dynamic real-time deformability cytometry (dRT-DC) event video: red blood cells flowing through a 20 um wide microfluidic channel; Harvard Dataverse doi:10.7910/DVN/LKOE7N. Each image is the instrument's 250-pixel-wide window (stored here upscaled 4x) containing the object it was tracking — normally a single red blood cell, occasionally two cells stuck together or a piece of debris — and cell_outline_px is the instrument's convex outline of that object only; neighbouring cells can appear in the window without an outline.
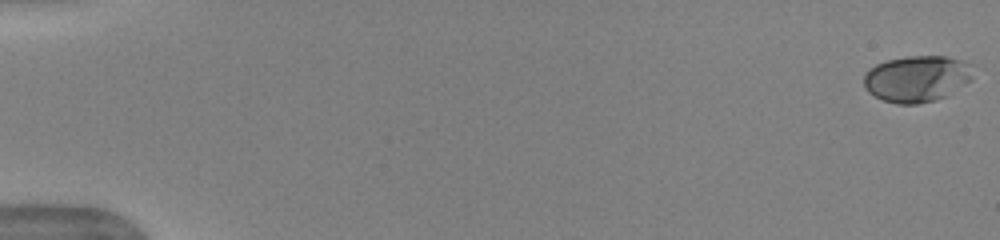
{"species": "human", "species_latin": "Homo sapiens", "temperature_condition": "warm", "stored_images_in_passage": 52, "camera_frame_rate_fps": 3000, "um_per_image_px": 0.085, "donor": {"sex": "female"}, "frame": {"image": 1, "passage_image": 1, "time_ms": 0.0, "image_size_px": [1000, 240], "cell_outline_px": [[972, 80], [948, 96], [936, 100], [916, 104], [896, 104], [884, 100], [868, 92], [864, 84], [864, 72], [868, 68], [876, 64], [888, 60], [908, 56], [944, 56], [960, 60], [972, 64]], "centroid_in_image_um": [77.95, 6.69], "position_along_channel_um": 7.1, "area_um2": 29.77}}
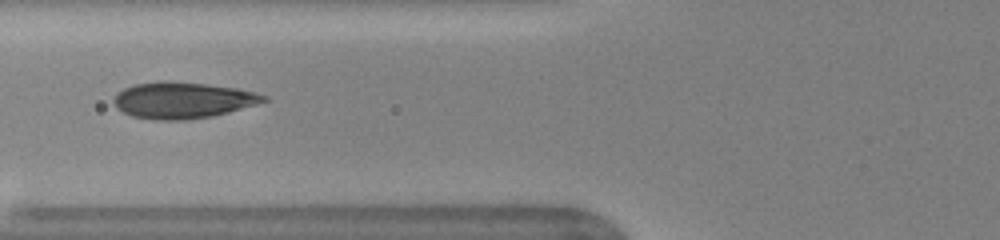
{"frame": {"image": 2, "passage_image": 22, "time_ms": 7.0, "image_size_px": [1000, 240], "cell_outline_px": [[268, 100], [256, 104], [228, 112], [212, 116], [188, 120], [156, 120], [132, 116], [116, 108], [112, 100], [116, 92], [124, 88], [136, 84], [164, 80], [204, 84], [236, 88], [268, 96]], "centroid_in_image_um": [15.48, 8.52], "position_along_channel_um": 110.3, "area_um2": 31.62}}
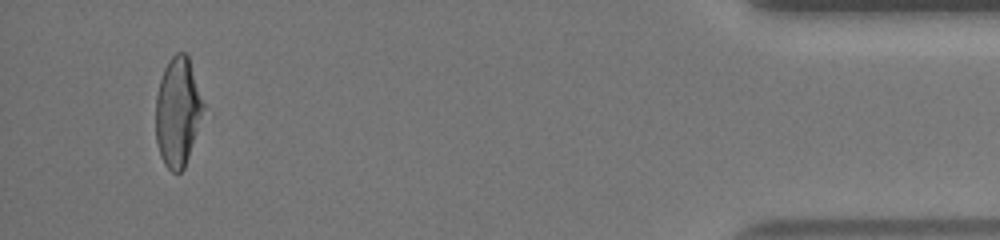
{"frame": {"image": 3, "passage_image": 50, "time_ms": 16.333, "image_size_px": [1000, 240], "cell_outline_px": [[204, 108], [184, 168], [180, 172], [172, 172], [164, 164], [160, 156], [156, 144], [156, 96], [160, 80], [164, 68], [168, 60], [176, 52], [184, 52], [188, 56], [204, 104]], "centroid_in_image_um": [15.08, 9.5], "position_along_channel_um": 420.1, "area_um2": 29.88}, "authors_computed_cell_mechanics": {"area_um2": 30.6051, "velocity_mm_per_s": 3.9782, "shape_relaxation_time_tau1_ms": 4.6445, "shape_relaxation_time_tau2_ms": null, "deformation_change_tau1": 0.1873, "deformation_change_tau2": null}}